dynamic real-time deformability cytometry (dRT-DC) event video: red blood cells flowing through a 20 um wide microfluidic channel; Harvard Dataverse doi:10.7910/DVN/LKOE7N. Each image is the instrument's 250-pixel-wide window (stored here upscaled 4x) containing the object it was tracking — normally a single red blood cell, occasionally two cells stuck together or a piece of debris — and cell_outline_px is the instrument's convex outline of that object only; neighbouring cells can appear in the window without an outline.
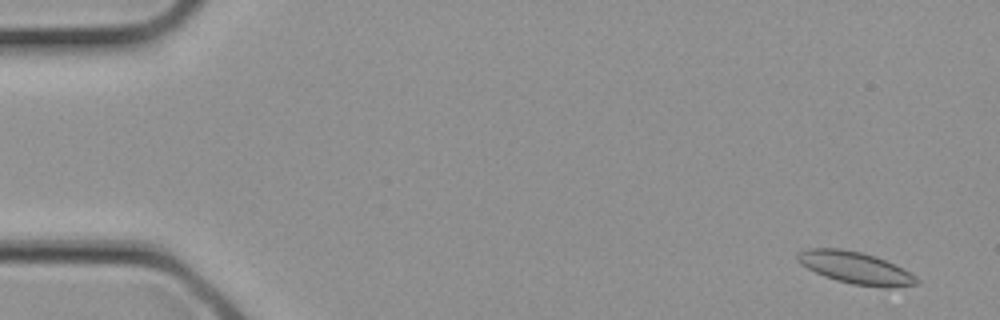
{"species": "common noctule bat (a hibernating species)", "species_latin": "Nyctalus noctula", "temperature_condition": "cold", "stored_images_in_passage": 13, "camera_frame_rate_fps": 3000, "um_per_image_px": 0.085, "animal": {"sex": "female", "body_mass_g": 21.9}, "frame": {"image": 1, "passage_image": 2, "time_ms": 0.333, "image_size_px": [1000, 320], "cell_outline_px": [[920, 284], [888, 288], [884, 288], [852, 284], [836, 280], [824, 276], [800, 264], [796, 256], [800, 252], [808, 248], [840, 248], [860, 252], [876, 256], [916, 276], [920, 280]], "centroid_in_image_um": [72.73, 22.78], "position_along_channel_um": 12.3, "area_um2": 22.08}}
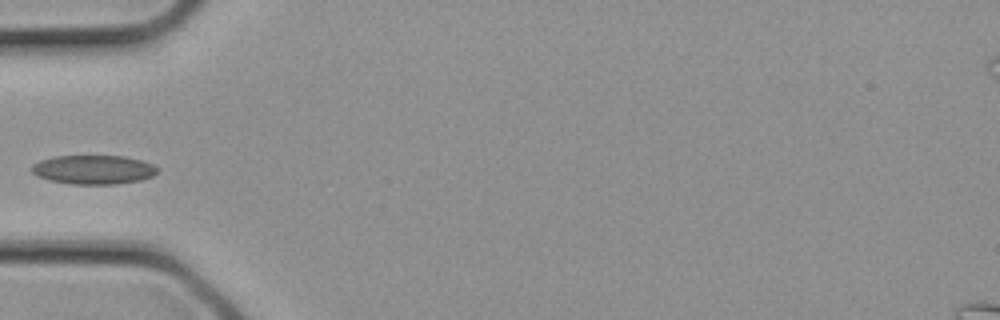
{"frame": {"image": 2, "passage_image": 10, "time_ms": 3.0, "image_size_px": [1000, 320], "cell_outline_px": [[160, 168], [152, 176], [140, 180], [116, 184], [72, 184], [48, 180], [36, 176], [32, 172], [32, 164], [40, 160], [52, 156], [124, 156], [140, 160], [152, 164]], "centroid_in_image_um": [7.92, 14.42], "position_along_channel_um": 77.1, "area_um2": 21.33}}
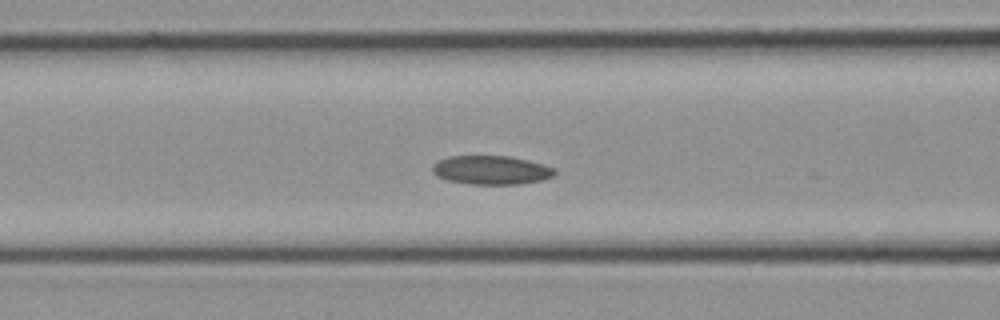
{"frame": {"image": 3, "passage_image": 12, "time_ms": 3.667, "image_size_px": [1000, 320], "cell_outline_px": [[556, 172], [552, 176], [540, 180], [520, 184], [472, 184], [448, 180], [436, 176], [432, 172], [432, 164], [448, 156], [512, 156], [544, 164], [556, 168]], "centroid_in_image_um": [41.75, 14.45], "position_along_channel_um": 124.8, "area_um2": 20.58}}